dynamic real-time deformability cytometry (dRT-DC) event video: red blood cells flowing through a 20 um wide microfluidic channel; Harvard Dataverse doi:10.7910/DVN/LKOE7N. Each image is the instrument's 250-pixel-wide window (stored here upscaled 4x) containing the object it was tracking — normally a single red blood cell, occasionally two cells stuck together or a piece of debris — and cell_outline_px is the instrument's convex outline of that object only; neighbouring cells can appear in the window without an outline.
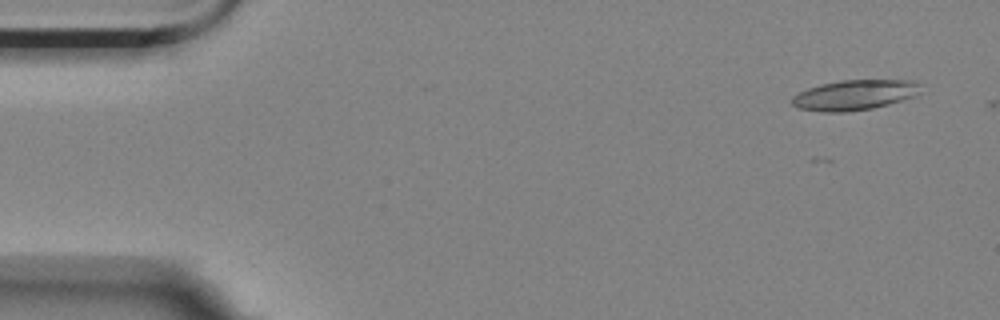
{"species": "Egyptian fruit bat (a non-hibernating species)", "species_latin": "Rousettus aegyptiacus", "temperature_condition": "room temperature", "stored_images_in_passage": 2, "camera_frame_rate_fps": 3000, "um_per_image_px": 0.085, "animal": {"sex": "female"}, "frame": {"image": 1, "passage_image": 1, "time_ms": 0.0, "image_size_px": [1000, 320], "cell_outline_px": [[920, 84], [916, 96], [888, 104], [872, 108], [844, 112], [824, 112], [796, 108], [792, 104], [792, 96], [808, 88], [820, 84], [840, 80], [916, 80]], "centroid_in_image_um": [72.62, 8.07], "position_along_channel_um": 12.4, "area_um2": 22.6}}